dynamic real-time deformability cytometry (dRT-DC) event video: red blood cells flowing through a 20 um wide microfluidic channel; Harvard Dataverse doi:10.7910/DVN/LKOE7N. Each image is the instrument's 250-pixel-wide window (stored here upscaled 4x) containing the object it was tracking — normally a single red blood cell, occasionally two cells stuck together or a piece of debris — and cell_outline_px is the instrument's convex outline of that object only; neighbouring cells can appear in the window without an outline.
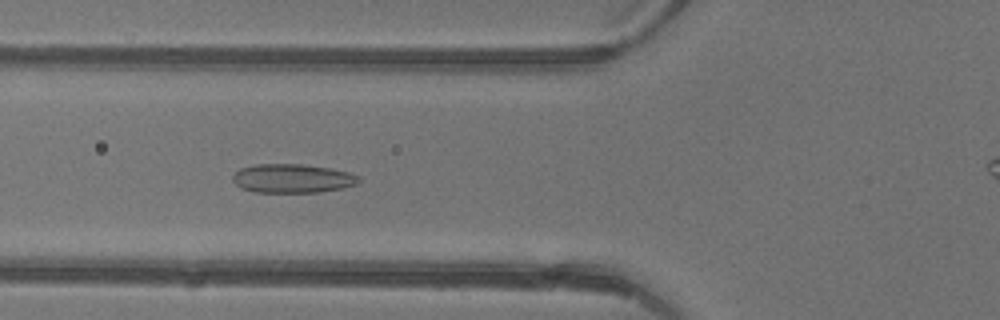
{"species": "common noctule bat (a hibernating species)", "species_latin": "Nyctalus noctula", "temperature_condition": "warm", "stored_images_in_passage": 46, "camera_frame_rate_fps": 3000, "um_per_image_px": 0.085, "animal": {"sex": "female"}, "frame": {"image": 1, "passage_image": 16, "time_ms": 5.0, "image_size_px": [1000, 320], "cell_outline_px": [[360, 180], [356, 184], [344, 188], [320, 192], [252, 192], [240, 188], [232, 180], [232, 176], [240, 168], [256, 164], [300, 164], [328, 168], [348, 172], [360, 176]], "centroid_in_image_um": [24.84, 15.17], "position_along_channel_um": 101.0, "area_um2": 21.27}}
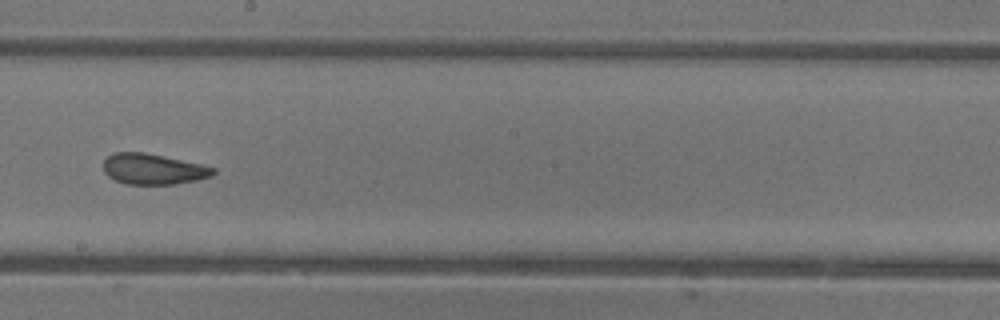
{"frame": {"image": 2, "passage_image": 25, "time_ms": 8.0, "image_size_px": [1000, 320], "cell_outline_px": [[216, 172], [212, 176], [196, 180], [176, 184], [128, 184], [116, 180], [108, 176], [104, 172], [104, 160], [112, 152], [144, 152], [164, 156], [200, 164], [216, 168]], "centroid_in_image_um": [13.02, 14.36], "position_along_channel_um": 235.2, "area_um2": 19.59}}
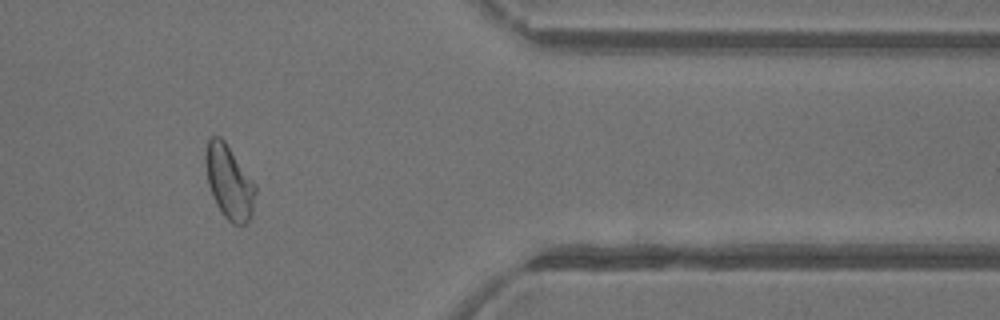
{"frame": {"image": 3, "passage_image": 37, "time_ms": 12.0, "image_size_px": [1000, 320], "cell_outline_px": [[256, 192], [252, 216], [244, 224], [232, 224], [224, 216], [216, 204], [212, 196], [208, 184], [204, 160], [204, 156], [208, 136], [220, 136], [224, 140], [256, 184]], "centroid_in_image_um": [19.46, 15.45], "position_along_channel_um": 391.9, "area_um2": 21.68}, "authors_computed_cell_mechanics": {"area_um2": 21.5016, "velocity_mm_per_s": 4.4724, "shape_relaxation_time_tau1_ms": 5.6272, "shape_relaxation_time_tau2_ms": 1.4156, "deformation_change_tau1": 0.1523, "deformation_change_tau2": 0.0705}}